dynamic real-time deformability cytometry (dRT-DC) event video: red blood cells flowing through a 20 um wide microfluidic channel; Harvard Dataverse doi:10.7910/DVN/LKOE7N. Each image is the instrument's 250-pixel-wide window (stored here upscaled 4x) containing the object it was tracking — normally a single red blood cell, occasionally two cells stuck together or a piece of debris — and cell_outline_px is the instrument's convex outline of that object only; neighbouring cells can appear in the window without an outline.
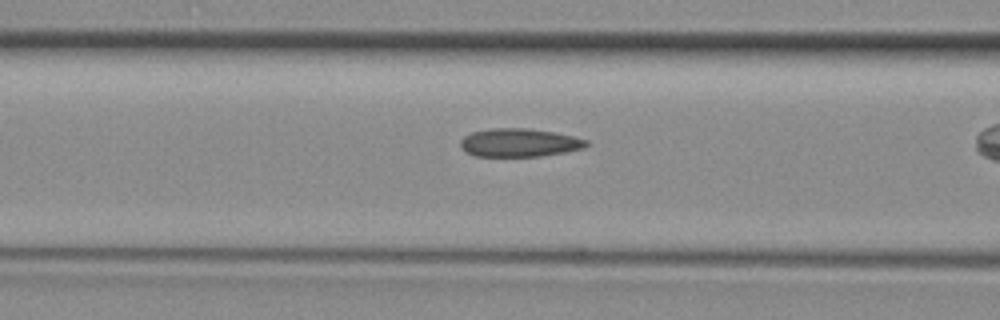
{"species": "common noctule bat (a hibernating species)", "species_latin": "Nyctalus noctula", "temperature_condition": "room temperature", "stored_images_in_passage": 28, "camera_frame_rate_fps": 3000, "um_per_image_px": 0.085, "animal": {"sex": "female", "body_mass_g": 29.2, "forearm_length_mm": 56.3}, "frame": {"image": 1, "passage_image": 9, "time_ms": 2.667, "image_size_px": [1000, 320], "cell_outline_px": [[588, 144], [584, 148], [564, 152], [540, 156], [476, 156], [464, 152], [460, 148], [460, 140], [464, 136], [472, 132], [492, 128], [528, 128], [552, 132], [572, 136], [588, 140]], "centroid_in_image_um": [44.1, 12.13], "position_along_channel_um": 122.5, "area_um2": 20.75}}
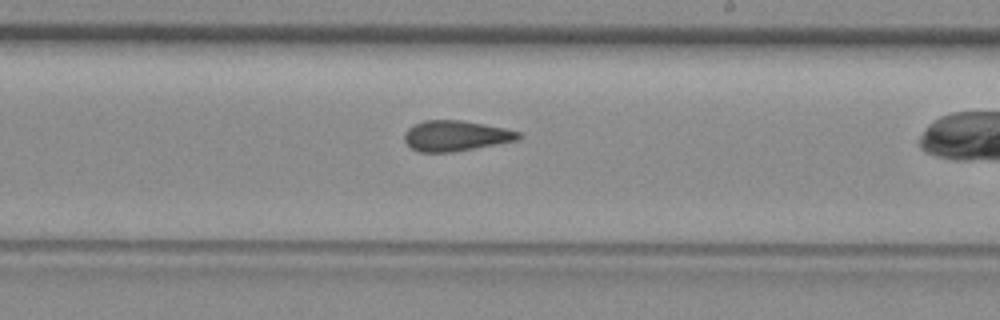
{"frame": {"image": 2, "passage_image": 18, "time_ms": 5.667, "image_size_px": [1000, 320], "cell_outline_px": [[520, 136], [516, 140], [452, 152], [420, 152], [412, 148], [404, 140], [404, 132], [408, 128], [424, 120], [464, 120], [504, 128], [520, 132]], "centroid_in_image_um": [38.69, 11.53], "position_along_channel_um": 250.3, "area_um2": 20.0}}
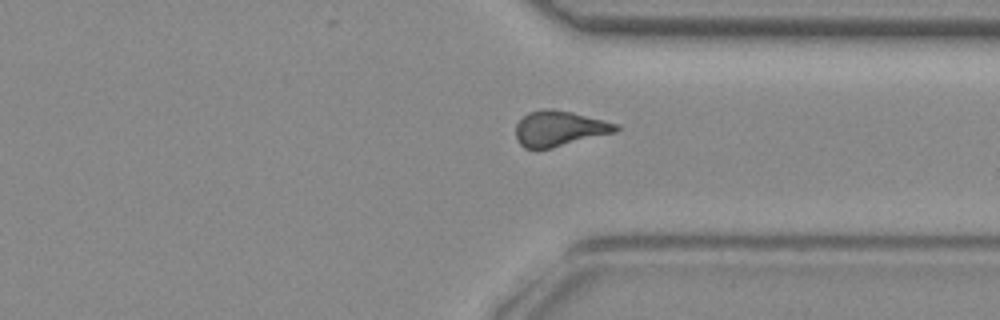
{"frame": {"image": 3, "passage_image": 26, "time_ms": 8.333, "image_size_px": [1000, 320], "cell_outline_px": [[620, 128], [616, 132], [552, 148], [524, 148], [516, 140], [516, 124], [528, 112], [540, 108], [552, 108], [572, 112], [620, 124]], "centroid_in_image_um": [47.55, 10.91], "position_along_channel_um": 363.9, "area_um2": 20.81}}